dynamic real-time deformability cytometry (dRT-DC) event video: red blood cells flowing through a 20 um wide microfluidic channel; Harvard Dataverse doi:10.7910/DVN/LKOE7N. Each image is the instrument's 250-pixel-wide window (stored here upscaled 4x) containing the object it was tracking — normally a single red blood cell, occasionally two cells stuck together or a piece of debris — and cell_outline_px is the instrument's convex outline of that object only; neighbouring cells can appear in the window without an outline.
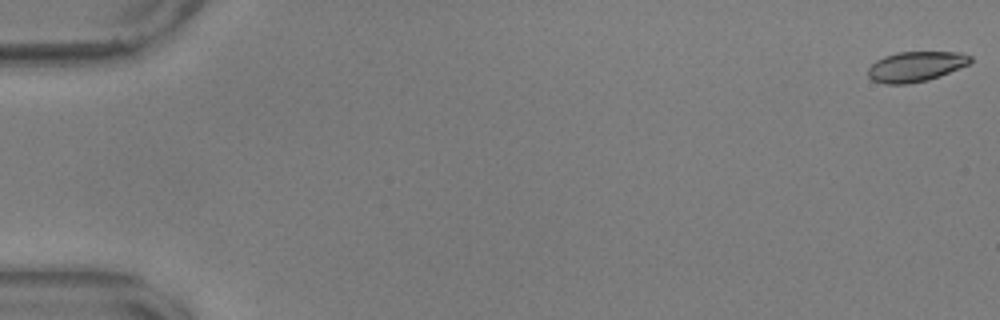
{"species": "common noctule bat (a hibernating species)", "species_latin": "Nyctalus noctula", "temperature_condition": "warm", "stored_images_in_passage": 45, "camera_frame_rate_fps": 3000, "um_per_image_px": 0.085, "animal": {"sex": "male", "body_mass_g": 17.9, "forearm_length_mm": 54.2}, "frame": {"image": 1, "passage_image": 1, "time_ms": 0.0, "image_size_px": [1000, 320], "cell_outline_px": [[972, 60], [968, 64], [940, 76], [928, 80], [908, 84], [884, 84], [872, 80], [868, 76], [868, 68], [876, 60], [884, 56], [896, 52], [960, 52], [972, 56]], "centroid_in_image_um": [77.82, 5.65], "position_along_channel_um": 7.2, "area_um2": 18.03}}
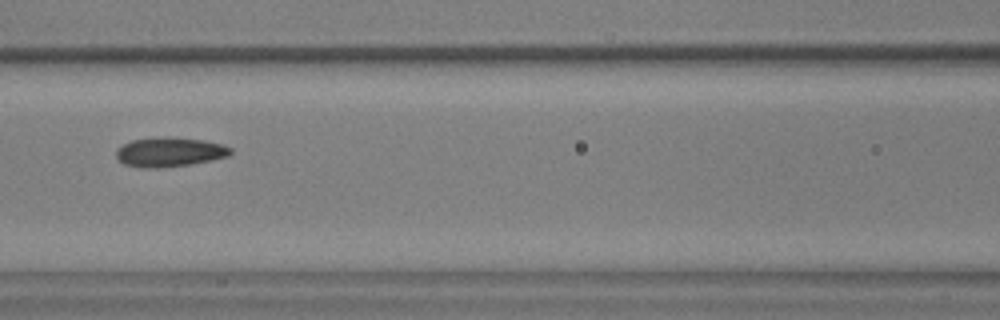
{"frame": {"image": 2, "passage_image": 26, "time_ms": 8.333, "image_size_px": [1000, 320], "cell_outline_px": [[232, 152], [228, 156], [212, 160], [192, 164], [160, 168], [140, 168], [124, 164], [116, 156], [116, 152], [124, 144], [132, 140], [200, 140], [224, 144], [232, 148]], "centroid_in_image_um": [14.46, 12.99], "position_along_channel_um": 152.1, "area_um2": 18.61}}
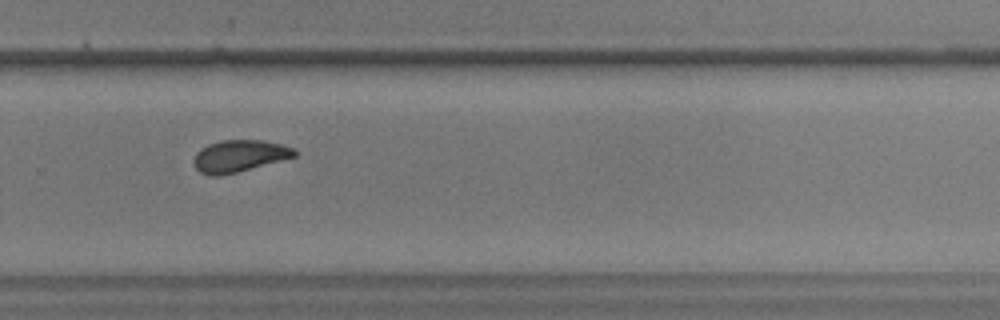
{"frame": {"image": 3, "passage_image": 39, "time_ms": 12.667, "image_size_px": [1000, 320], "cell_outline_px": [[296, 156], [236, 172], [220, 176], [212, 176], [200, 172], [192, 164], [192, 160], [196, 152], [200, 148], [208, 144], [224, 140], [260, 140], [280, 144], [292, 148], [296, 152]], "centroid_in_image_um": [20.26, 13.26], "position_along_channel_um": 309.5, "area_um2": 18.55}}